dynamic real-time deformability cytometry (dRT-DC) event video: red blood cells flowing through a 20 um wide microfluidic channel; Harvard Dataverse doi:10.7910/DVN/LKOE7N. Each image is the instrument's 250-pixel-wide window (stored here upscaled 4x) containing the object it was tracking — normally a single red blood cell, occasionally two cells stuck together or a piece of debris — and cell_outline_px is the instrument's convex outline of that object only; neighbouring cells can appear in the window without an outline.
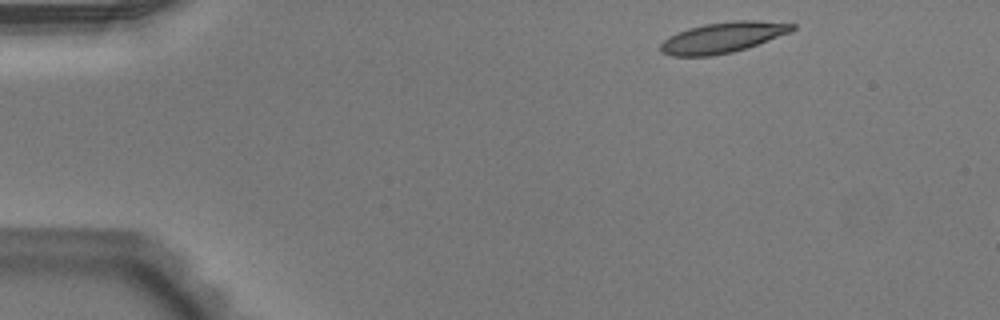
{"species": "Egyptian fruit bat (a non-hibernating species)", "species_latin": "Rousettus aegyptiacus", "temperature_condition": "warm", "stored_images_in_passage": 8, "camera_frame_rate_fps": 3000, "um_per_image_px": 0.085, "animal": {"sex": "male"}, "frame": {"image": 1, "passage_image": 2, "time_ms": 0.333, "image_size_px": [1000, 320], "cell_outline_px": [[796, 28], [792, 32], [748, 48], [732, 52], [712, 56], [672, 56], [660, 52], [660, 44], [668, 36], [688, 28], [704, 24], [736, 20], [756, 20], [796, 24]], "centroid_in_image_um": [61.46, 3.19], "position_along_channel_um": 23.5, "area_um2": 23.76}}